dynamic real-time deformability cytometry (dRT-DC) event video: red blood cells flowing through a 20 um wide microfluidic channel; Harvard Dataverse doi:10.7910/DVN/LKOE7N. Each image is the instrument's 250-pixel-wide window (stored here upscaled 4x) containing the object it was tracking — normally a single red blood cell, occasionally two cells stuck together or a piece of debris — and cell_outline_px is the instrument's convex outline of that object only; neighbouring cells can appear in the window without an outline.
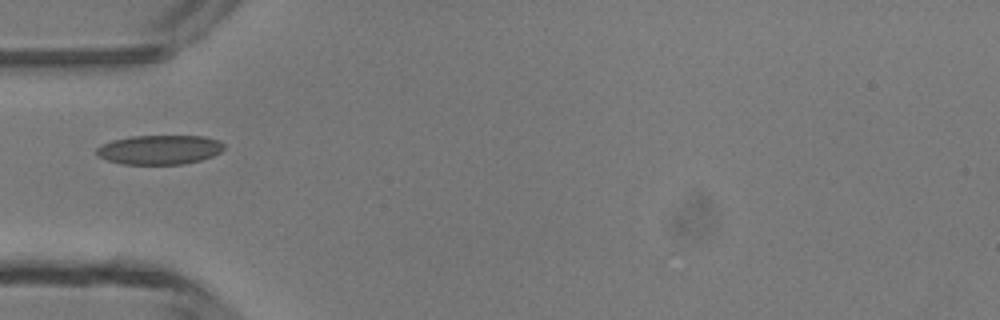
{"species": "common noctule bat (a hibernating species)", "species_latin": "Nyctalus noctula", "temperature_condition": "room temperature", "stored_images_in_passage": 3, "camera_frame_rate_fps": 3000, "um_per_image_px": 0.085, "animal": {"sex": "male", "body_mass_g": 13.3}, "frame": {"image": 1, "passage_image": 2, "time_ms": 1.333, "image_size_px": [1000, 320], "cell_outline_px": [[224, 148], [220, 152], [212, 156], [200, 160], [184, 164], [120, 164], [96, 156], [96, 148], [100, 144], [112, 140], [132, 136], [204, 136], [216, 140], [224, 144]], "centroid_in_image_um": [13.51, 12.72], "position_along_channel_um": 71.5, "area_um2": 21.85}}
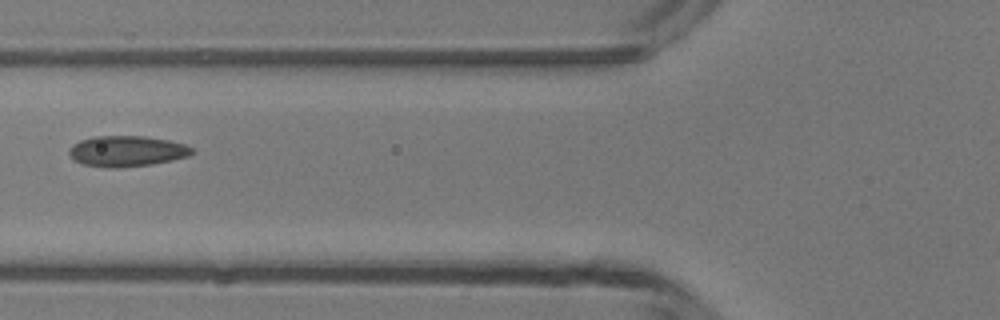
{"frame": {"image": 2, "passage_image": 3, "time_ms": 2.333, "image_size_px": [1000, 320], "cell_outline_px": [[196, 152], [188, 156], [172, 160], [152, 164], [116, 168], [108, 168], [84, 164], [76, 160], [68, 152], [68, 148], [72, 144], [80, 140], [96, 136], [144, 136], [168, 140], [184, 144], [192, 148]], "centroid_in_image_um": [10.79, 12.84], "position_along_channel_um": 115.0, "area_um2": 21.96}}